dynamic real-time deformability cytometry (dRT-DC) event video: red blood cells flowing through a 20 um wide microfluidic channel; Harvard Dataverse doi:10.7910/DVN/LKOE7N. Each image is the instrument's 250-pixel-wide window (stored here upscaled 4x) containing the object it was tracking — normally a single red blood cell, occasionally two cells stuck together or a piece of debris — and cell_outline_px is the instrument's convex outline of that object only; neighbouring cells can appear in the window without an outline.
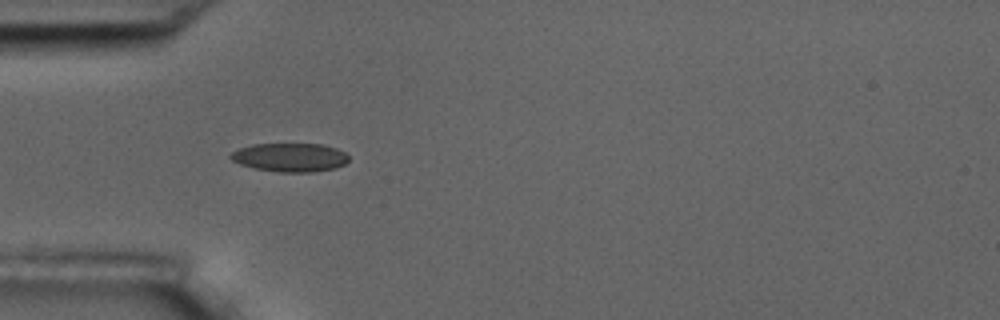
{"species": "common noctule bat (a hibernating species)", "species_latin": "Nyctalus noctula", "temperature_condition": "room temperature", "stored_images_in_passage": 9, "camera_frame_rate_fps": 3000, "um_per_image_px": 0.085, "animal": {"sex": "male", "body_mass_g": 17.5, "forearm_length_mm": 52.3}, "frame": {"image": 1, "passage_image": 1, "time_ms": 0.0, "image_size_px": [1000, 320], "cell_outline_px": [[348, 160], [344, 164], [336, 168], [312, 172], [280, 172], [256, 168], [240, 164], [232, 160], [228, 156], [232, 152], [240, 148], [252, 144], [324, 144], [336, 148], [344, 152], [348, 156]], "centroid_in_image_um": [24.66, 13.37], "position_along_channel_um": 60.3, "area_um2": 19.65}}
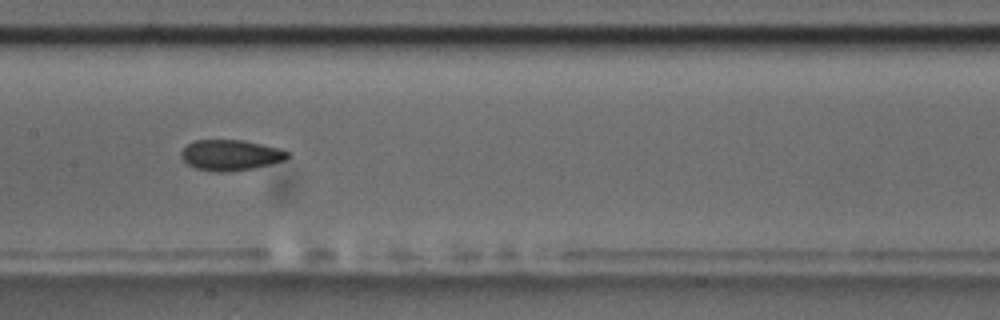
{"frame": {"image": 2, "passage_image": 4, "time_ms": 3.667, "image_size_px": [1000, 320], "cell_outline_px": [[292, 156], [284, 160], [252, 168], [224, 172], [212, 172], [196, 168], [188, 164], [180, 156], [180, 152], [188, 144], [196, 140], [244, 140], [284, 148], [292, 152]], "centroid_in_image_um": [19.66, 13.17], "position_along_channel_um": 187.7, "area_um2": 19.25}}
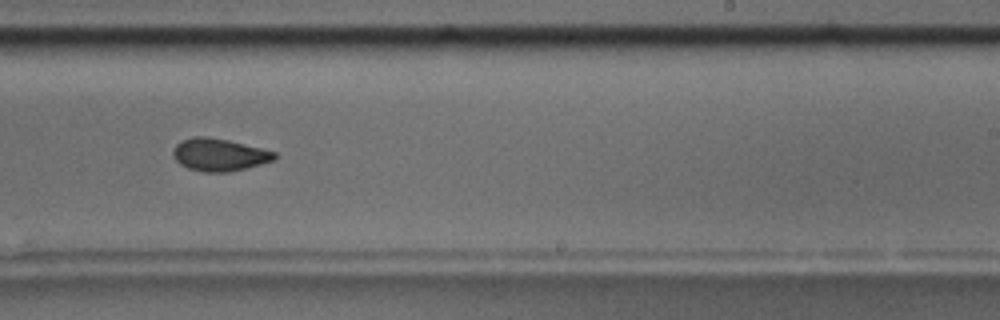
{"frame": {"image": 3, "passage_image": 6, "time_ms": 6.0, "image_size_px": [1000, 320], "cell_outline_px": [[276, 160], [228, 172], [204, 172], [188, 168], [180, 164], [172, 156], [172, 152], [176, 144], [192, 136], [208, 136], [228, 140], [276, 152]], "centroid_in_image_um": [18.61, 13.15], "position_along_channel_um": 270.4, "area_um2": 19.13}}